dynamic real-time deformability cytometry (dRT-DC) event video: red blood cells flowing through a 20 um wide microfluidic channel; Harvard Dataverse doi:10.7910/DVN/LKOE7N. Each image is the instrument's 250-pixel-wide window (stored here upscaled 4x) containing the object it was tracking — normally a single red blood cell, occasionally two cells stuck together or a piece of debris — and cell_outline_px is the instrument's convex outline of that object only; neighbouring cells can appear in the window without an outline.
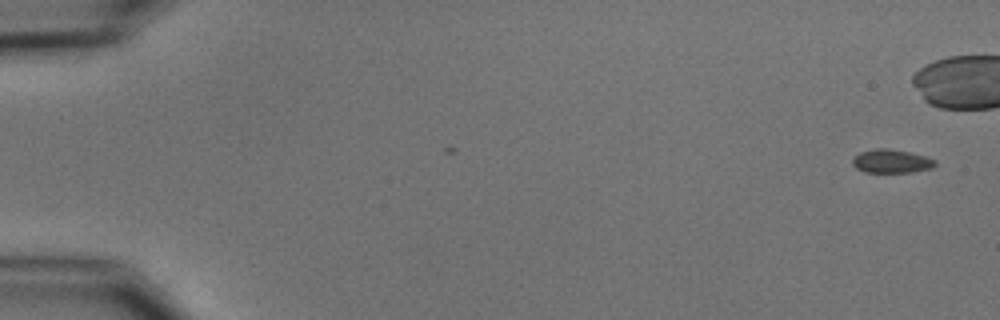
{"species": "common noctule bat (a hibernating species)", "species_latin": "Nyctalus noctula", "temperature_condition": "cold", "stored_images_in_passage": 2, "camera_frame_rate_fps": 3000, "um_per_image_px": 0.085, "animal": {"sex": "male", "body_mass_g": 15.6}, "frame": {"image": 1, "passage_image": 2, "time_ms": 1.333, "image_size_px": [1000, 320], "cell_outline_px": [[936, 164], [932, 168], [912, 172], [864, 172], [856, 168], [852, 164], [852, 160], [860, 152], [876, 148], [884, 148], [908, 152], [924, 156], [936, 160]], "centroid_in_image_um": [75.76, 13.71], "position_along_channel_um": 9.2, "area_um2": 11.21}}